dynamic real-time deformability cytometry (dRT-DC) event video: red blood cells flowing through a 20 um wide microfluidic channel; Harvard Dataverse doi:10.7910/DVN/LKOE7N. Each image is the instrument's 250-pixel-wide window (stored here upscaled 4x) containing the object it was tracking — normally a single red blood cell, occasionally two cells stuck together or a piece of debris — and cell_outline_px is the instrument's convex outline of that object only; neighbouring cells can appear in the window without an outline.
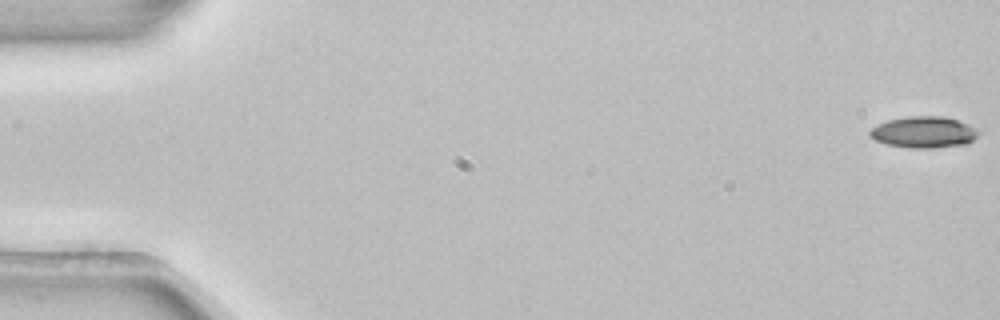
{"species": "common noctule bat (a hibernating species)", "species_latin": "Nyctalus noctula", "temperature_condition": "room temperature", "stored_images_in_passage": 54, "camera_frame_rate_fps": 3000, "um_per_image_px": 0.085, "animal": {"sex": "female", "body_mass_g": 22.7, "forearm_length_mm": 54.2}, "frame": {"image": 1, "passage_image": 1, "time_ms": 0.0, "image_size_px": [1000, 320], "cell_outline_px": [[980, 132], [968, 144], [932, 148], [908, 148], [888, 144], [876, 140], [868, 132], [876, 124], [888, 120], [908, 116], [944, 116], [968, 124], [976, 128]], "centroid_in_image_um": [78.53, 11.23], "position_along_channel_um": 6.5, "area_um2": 19.83}}
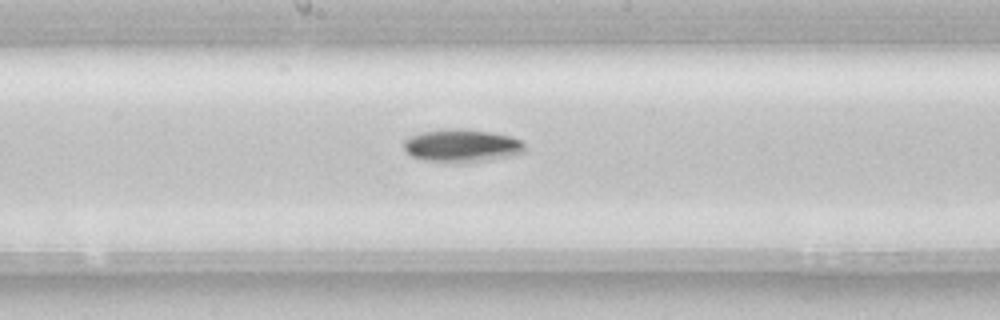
{"frame": {"image": 2, "passage_image": 29, "time_ms": 9.333, "image_size_px": [1000, 320], "cell_outline_px": [[524, 152], [512, 156], [468, 164], [444, 164], [424, 160], [412, 156], [404, 148], [404, 140], [408, 136], [420, 132], [448, 128], [460, 128], [488, 132], [512, 136], [520, 140], [524, 144]], "centroid_in_image_um": [39.23, 12.41], "position_along_channel_um": 209.0, "area_um2": 23.93}}
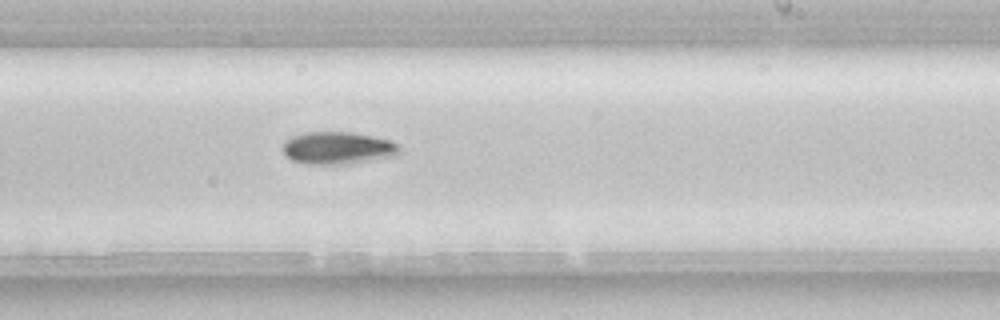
{"frame": {"image": 3, "passage_image": 33, "time_ms": 10.667, "image_size_px": [1000, 320], "cell_outline_px": [[400, 152], [396, 156], [352, 164], [304, 164], [292, 160], [284, 156], [280, 148], [292, 136], [304, 132], [352, 132], [392, 140], [400, 148]], "centroid_in_image_um": [28.7, 12.59], "position_along_channel_um": 260.3, "area_um2": 22.43}, "authors_computed_cell_mechanics": {"area_um2": 20.4323, "velocity_mm_per_s": 3.8752, "shape_relaxation_time_tau1_ms": 2.9167, "shape_relaxation_time_tau2_ms": null, "deformation_change_tau1": 0.102, "deformation_change_tau2": null}}